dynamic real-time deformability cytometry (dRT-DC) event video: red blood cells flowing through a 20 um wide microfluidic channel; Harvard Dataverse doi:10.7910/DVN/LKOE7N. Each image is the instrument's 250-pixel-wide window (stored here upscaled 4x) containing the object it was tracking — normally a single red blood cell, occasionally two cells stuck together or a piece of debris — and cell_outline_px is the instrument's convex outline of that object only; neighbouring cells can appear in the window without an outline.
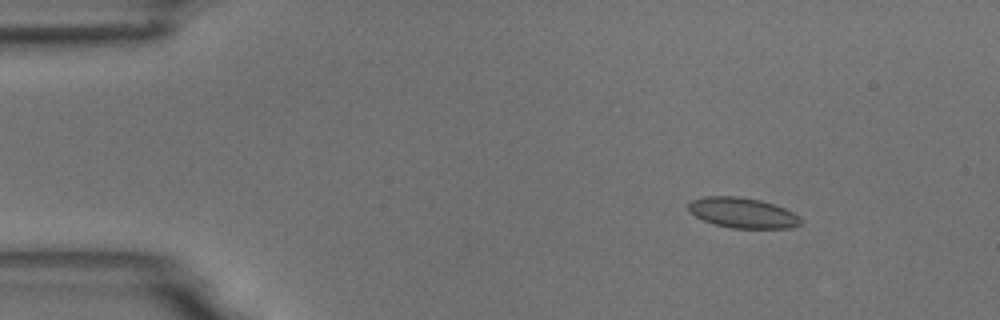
{"species": "common noctule bat (a hibernating species)", "species_latin": "Nyctalus noctula", "temperature_condition": "room temperature", "stored_images_in_passage": 4, "camera_frame_rate_fps": 3000, "um_per_image_px": 0.085, "animal": {"sex": "male", "body_mass_g": 18.8}, "frame": {"image": 1, "passage_image": 2, "time_ms": 1.333, "image_size_px": [1000, 320], "cell_outline_px": [[804, 220], [800, 224], [788, 228], [732, 228], [716, 224], [704, 220], [696, 216], [688, 208], [688, 204], [692, 200], [704, 196], [736, 196], [760, 200], [784, 208], [800, 216]], "centroid_in_image_um": [63.15, 18.09], "position_along_channel_um": 21.9, "area_um2": 19.65}}
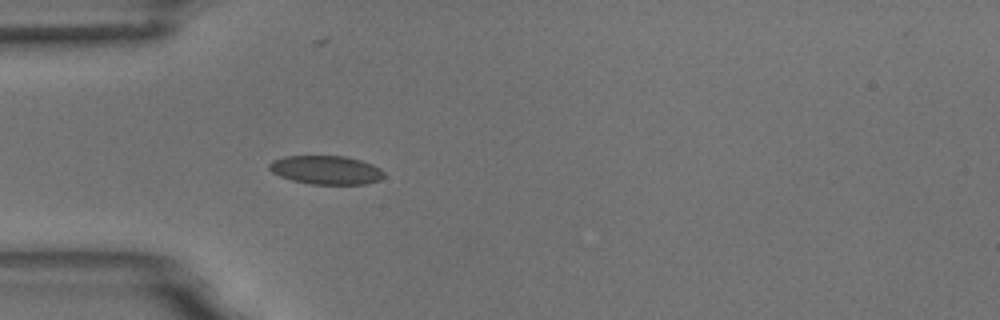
{"frame": {"image": 2, "passage_image": 4, "time_ms": 4.333, "image_size_px": [1000, 320], "cell_outline_px": [[384, 176], [380, 180], [364, 184], [312, 184], [292, 180], [280, 176], [272, 172], [268, 168], [268, 164], [272, 160], [284, 156], [344, 156], [360, 160], [372, 164], [380, 168], [384, 172]], "centroid_in_image_um": [27.7, 14.44], "position_along_channel_um": 57.3, "area_um2": 19.19}}